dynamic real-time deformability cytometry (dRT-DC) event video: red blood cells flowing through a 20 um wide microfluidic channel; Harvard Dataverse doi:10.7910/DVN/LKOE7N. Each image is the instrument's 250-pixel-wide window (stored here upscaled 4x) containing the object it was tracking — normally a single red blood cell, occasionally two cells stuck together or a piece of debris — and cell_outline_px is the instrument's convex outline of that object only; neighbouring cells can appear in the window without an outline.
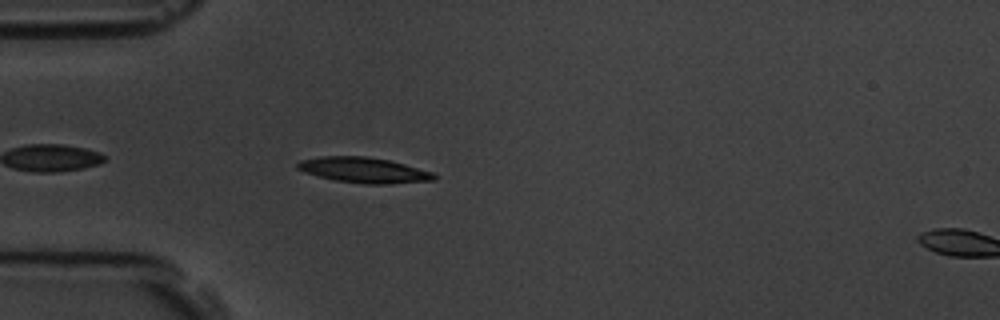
{"species": "common noctule bat (a hibernating species)", "species_latin": "Nyctalus noctula", "temperature_condition": "room temperature", "stored_images_in_passage": 6, "segment_of_instrument_passage": [1, 2], "camera_frame_rate_fps": 3000, "um_per_image_px": 0.085, "animal": {"sex": "male", "body_mass_g": 19.5, "forearm_length_mm": 54.6}, "frame": {"image": 1, "passage_image": 5, "time_ms": 4.667, "image_size_px": [1000, 320], "cell_outline_px": [[436, 180], [392, 184], [364, 184], [336, 180], [304, 172], [296, 168], [296, 164], [300, 160], [320, 156], [368, 156], [388, 160], [404, 164], [432, 172], [436, 176]], "centroid_in_image_um": [30.92, 14.46], "position_along_channel_um": 54.1, "area_um2": 20.23}}